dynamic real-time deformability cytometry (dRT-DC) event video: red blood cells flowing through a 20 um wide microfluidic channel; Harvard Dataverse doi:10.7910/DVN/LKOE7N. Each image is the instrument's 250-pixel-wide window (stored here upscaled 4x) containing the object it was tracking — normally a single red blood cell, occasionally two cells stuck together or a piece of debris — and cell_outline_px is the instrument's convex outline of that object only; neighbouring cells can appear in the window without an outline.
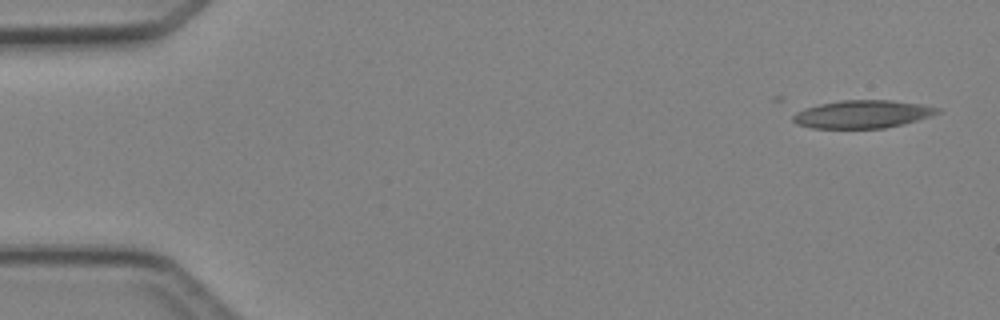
{"species": "Egyptian fruit bat (a non-hibernating species)", "species_latin": "Rousettus aegyptiacus", "temperature_condition": "cold", "stored_images_in_passage": 4, "camera_frame_rate_fps": 3000, "um_per_image_px": 0.085, "animal": {"sex": "female"}, "frame": {"image": 1, "passage_image": 1, "time_ms": 0.0, "image_size_px": [1000, 320], "cell_outline_px": [[940, 112], [904, 124], [884, 128], [812, 128], [796, 124], [792, 120], [792, 116], [796, 112], [804, 108], [820, 104], [840, 100], [892, 100], [920, 104], [940, 108]], "centroid_in_image_um": [73.27, 9.7], "position_along_channel_um": 11.7, "area_um2": 23.41}}
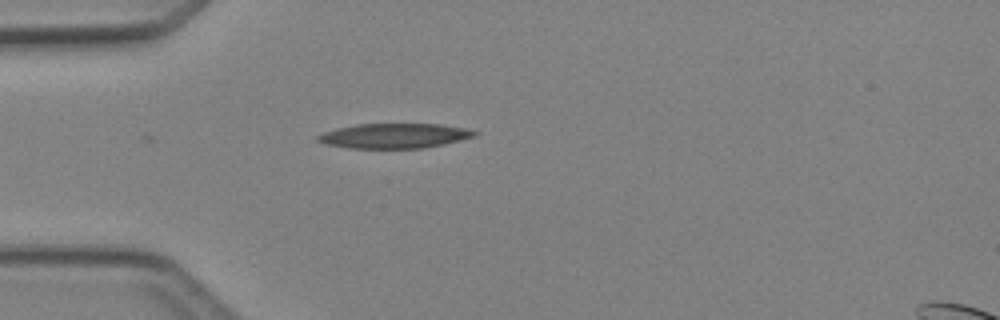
{"frame": {"image": 2, "passage_image": 4, "time_ms": 3.667, "image_size_px": [1000, 320], "cell_outline_px": [[480, 132], [476, 136], [444, 144], [424, 148], [348, 148], [324, 144], [316, 140], [316, 136], [324, 132], [356, 124], [440, 124], [464, 128]], "centroid_in_image_um": [33.52, 11.55], "position_along_channel_um": 51.5, "area_um2": 22.66}}